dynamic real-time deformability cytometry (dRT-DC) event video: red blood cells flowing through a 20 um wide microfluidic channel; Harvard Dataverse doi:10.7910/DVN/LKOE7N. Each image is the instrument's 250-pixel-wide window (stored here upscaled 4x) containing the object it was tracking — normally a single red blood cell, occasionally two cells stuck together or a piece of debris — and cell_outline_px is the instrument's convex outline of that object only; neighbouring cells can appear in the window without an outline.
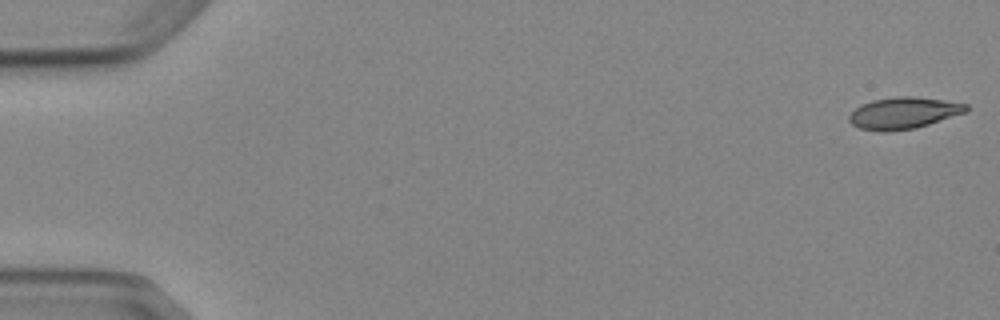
{"species": "Egyptian fruit bat (a non-hibernating species)", "species_latin": "Rousettus aegyptiacus", "temperature_condition": "cold", "stored_images_in_passage": 5, "camera_frame_rate_fps": 3000, "um_per_image_px": 0.085, "animal": {"sex": "female"}, "frame": {"image": 1, "passage_image": 1, "time_ms": 0.0, "image_size_px": [1000, 320], "cell_outline_px": [[968, 112], [916, 128], [884, 132], [880, 132], [860, 128], [852, 124], [848, 120], [848, 116], [860, 104], [872, 100], [896, 96], [912, 96], [944, 100], [968, 104]], "centroid_in_image_um": [76.81, 9.6], "position_along_channel_um": 8.2, "area_um2": 21.73}}